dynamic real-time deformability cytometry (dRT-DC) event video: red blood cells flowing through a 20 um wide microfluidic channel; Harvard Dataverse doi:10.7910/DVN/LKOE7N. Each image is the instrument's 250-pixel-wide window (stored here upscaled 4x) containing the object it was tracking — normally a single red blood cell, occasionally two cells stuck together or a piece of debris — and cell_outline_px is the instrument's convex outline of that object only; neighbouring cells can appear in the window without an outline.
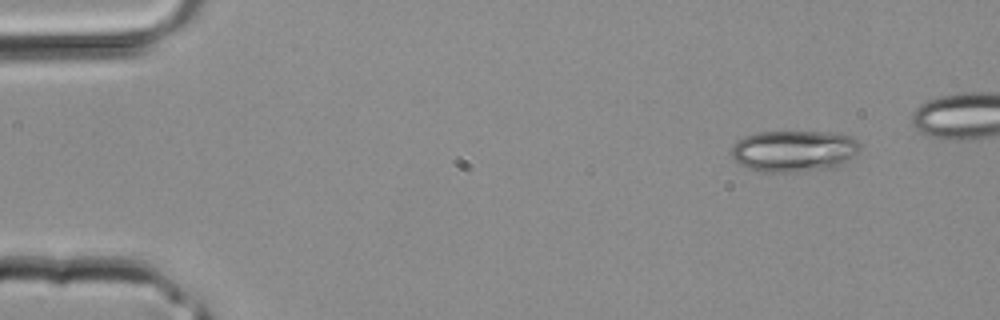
{"species": "common noctule bat (a hibernating species)", "species_latin": "Nyctalus noctula", "temperature_condition": "room temperature", "stored_images_in_passage": 4, "camera_frame_rate_fps": 3000, "um_per_image_px": 0.085, "animal": {"sex": "male", "body_mass_g": 20.4}, "frame": {"image": 1, "passage_image": 1, "time_ms": 0.0, "image_size_px": [1000, 320], "cell_outline_px": [[860, 148], [856, 156], [832, 168], [788, 172], [760, 172], [748, 168], [740, 164], [732, 156], [732, 144], [736, 140], [744, 136], [756, 132], [832, 132], [852, 136], [860, 144]], "centroid_in_image_um": [67.48, 12.82], "position_along_channel_um": 17.5, "area_um2": 31.27}}